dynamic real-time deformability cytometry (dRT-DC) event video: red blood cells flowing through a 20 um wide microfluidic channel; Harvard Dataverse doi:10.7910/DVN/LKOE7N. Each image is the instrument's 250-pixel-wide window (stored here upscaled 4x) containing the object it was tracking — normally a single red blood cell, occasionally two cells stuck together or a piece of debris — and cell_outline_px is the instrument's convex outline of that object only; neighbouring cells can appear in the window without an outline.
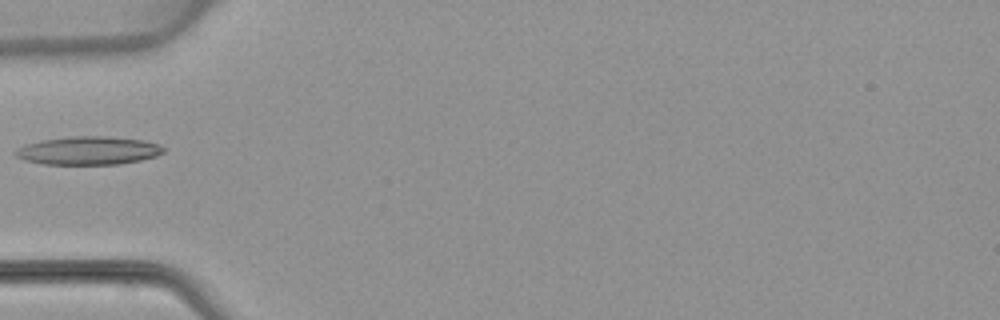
{"species": "common noctule bat (a hibernating species)", "species_latin": "Nyctalus noctula", "temperature_condition": "warm", "stored_images_in_passage": 3, "camera_frame_rate_fps": 3000, "um_per_image_px": 0.085, "animal": {"sex": "female", "body_mass_g": 22.7, "forearm_length_mm": 54.2}, "frame": {"image": 1, "passage_image": 3, "time_ms": 2.333, "image_size_px": [1000, 320], "cell_outline_px": [[164, 152], [156, 156], [140, 160], [120, 164], [44, 164], [24, 160], [16, 156], [12, 152], [16, 148], [24, 144], [40, 140], [72, 136], [104, 136], [144, 140], [160, 144], [164, 148]], "centroid_in_image_um": [7.48, 12.79], "position_along_channel_um": 77.5, "area_um2": 24.57}}